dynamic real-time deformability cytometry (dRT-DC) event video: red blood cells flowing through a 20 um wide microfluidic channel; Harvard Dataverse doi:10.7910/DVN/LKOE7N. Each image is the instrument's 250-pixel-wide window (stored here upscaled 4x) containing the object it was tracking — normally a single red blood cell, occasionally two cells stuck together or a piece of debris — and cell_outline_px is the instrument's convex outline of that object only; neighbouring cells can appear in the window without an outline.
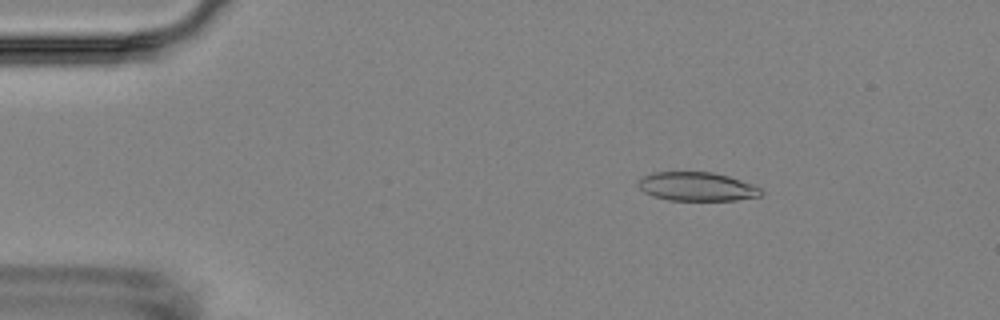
{"species": "Egyptian fruit bat (a non-hibernating species)", "species_latin": "Rousettus aegyptiacus", "temperature_condition": "room temperature", "stored_images_in_passage": 5, "camera_frame_rate_fps": 3000, "um_per_image_px": 0.085, "animal": {"sex": "female"}, "frame": {"image": 1, "passage_image": 3, "time_ms": 2.0, "image_size_px": [1000, 320], "cell_outline_px": [[764, 192], [760, 196], [736, 200], [668, 200], [652, 196], [644, 192], [636, 184], [640, 176], [652, 172], [712, 172], [728, 176], [740, 180], [760, 188]], "centroid_in_image_um": [59.18, 15.85], "position_along_channel_um": 25.8, "area_um2": 20.69}}